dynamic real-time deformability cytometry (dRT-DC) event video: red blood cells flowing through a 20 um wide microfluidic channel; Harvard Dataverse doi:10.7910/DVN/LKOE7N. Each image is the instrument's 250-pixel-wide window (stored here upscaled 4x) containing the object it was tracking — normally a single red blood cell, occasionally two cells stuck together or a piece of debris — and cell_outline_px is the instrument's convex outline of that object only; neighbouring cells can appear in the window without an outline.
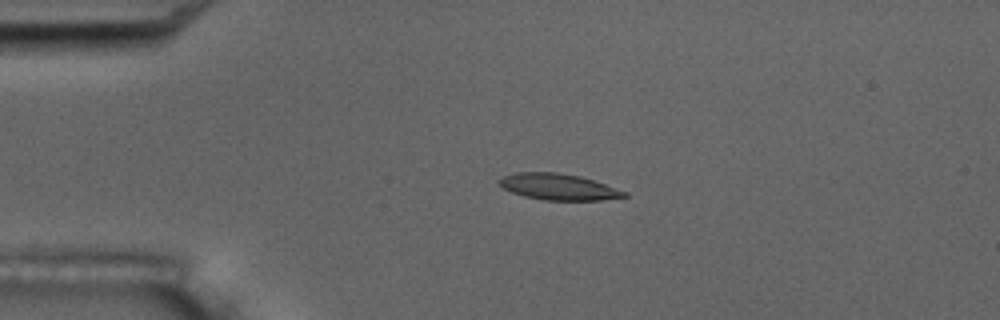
{"species": "common noctule bat (a hibernating species)", "species_latin": "Nyctalus noctula", "temperature_condition": "room temperature", "stored_images_in_passage": 6, "camera_frame_rate_fps": 3000, "um_per_image_px": 0.085, "animal": {"sex": "male", "body_mass_g": 17.5, "forearm_length_mm": 52.3}, "frame": {"image": 1, "passage_image": 4, "time_ms": 3.667, "image_size_px": [1000, 320], "cell_outline_px": [[628, 196], [600, 200], [544, 200], [524, 196], [512, 192], [496, 184], [496, 180], [504, 176], [516, 172], [556, 172], [580, 176], [628, 192]], "centroid_in_image_um": [47.42, 15.88], "position_along_channel_um": 37.6, "area_um2": 19.07}}
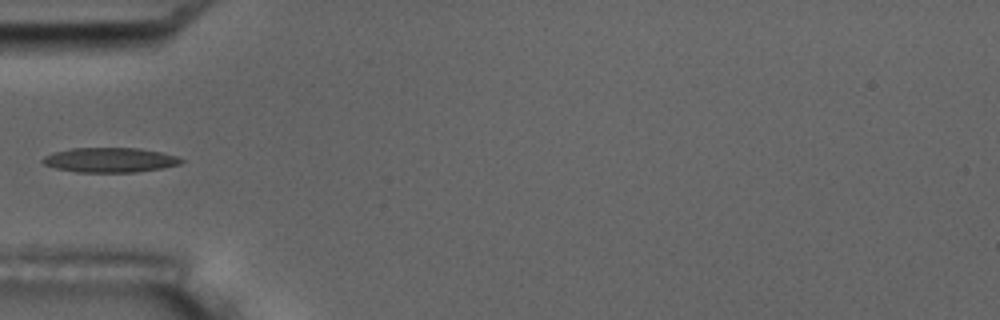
{"frame": {"image": 2, "passage_image": 6, "time_ms": 5.667, "image_size_px": [1000, 320], "cell_outline_px": [[184, 160], [180, 164], [160, 168], [136, 172], [76, 172], [56, 168], [44, 164], [40, 160], [44, 156], [52, 152], [72, 148], [140, 148], [160, 152], [176, 156]], "centroid_in_image_um": [9.3, 13.59], "position_along_channel_um": 75.7, "area_um2": 19.88}}